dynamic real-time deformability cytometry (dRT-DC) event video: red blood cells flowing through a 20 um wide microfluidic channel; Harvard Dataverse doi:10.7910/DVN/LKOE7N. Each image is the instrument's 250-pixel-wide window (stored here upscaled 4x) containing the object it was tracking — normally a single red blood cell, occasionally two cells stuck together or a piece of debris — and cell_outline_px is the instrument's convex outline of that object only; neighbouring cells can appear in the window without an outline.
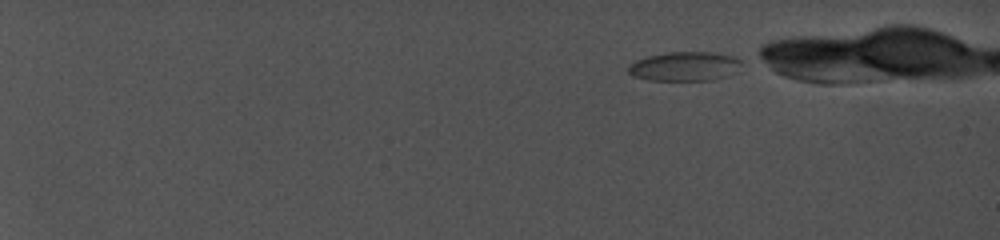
{"species": "common noctule bat (a hibernating species)", "species_latin": "Nyctalus noctula", "temperature_condition": "cold", "stored_images_in_passage": 12, "camera_frame_rate_fps": 5000, "um_per_image_px": 0.085, "animal": {"sex": "female", "body_mass_g": 19.0, "forearm_length_mm": 56.7}, "frame": {"image": 1, "passage_image": 1, "time_ms": 0.0, "image_size_px": [1000, 240], "cell_outline_px": [[740, 64], [736, 72], [728, 76], [712, 80], [648, 80], [632, 76], [628, 72], [628, 64], [636, 60], [648, 56], [664, 52], [712, 52], [732, 56], [740, 60]], "centroid_in_image_um": [58.16, 5.64], "position_along_channel_um": 26.8, "area_um2": 19.36}}
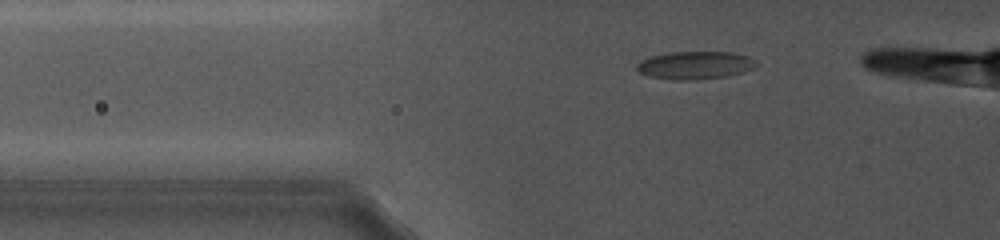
{"frame": {"image": 2, "passage_image": 6, "time_ms": 5.6, "image_size_px": [1000, 240], "cell_outline_px": [[760, 64], [752, 68], [728, 76], [696, 80], [672, 80], [648, 76], [640, 72], [636, 68], [636, 64], [640, 60], [652, 56], [672, 52], [732, 52], [748, 56], [756, 60]], "centroid_in_image_um": [59.08, 5.55], "position_along_channel_um": 66.7, "area_um2": 19.48}}